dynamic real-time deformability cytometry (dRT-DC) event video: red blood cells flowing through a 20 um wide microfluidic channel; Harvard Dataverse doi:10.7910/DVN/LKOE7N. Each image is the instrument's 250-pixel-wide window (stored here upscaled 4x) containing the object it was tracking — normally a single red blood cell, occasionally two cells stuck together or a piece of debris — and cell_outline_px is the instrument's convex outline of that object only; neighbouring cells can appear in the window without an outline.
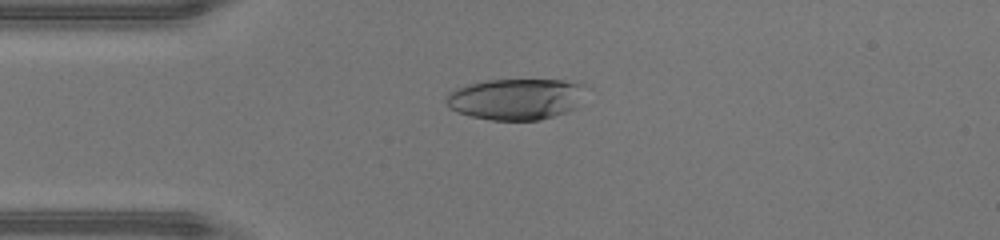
{"species": "human", "species_latin": "Homo sapiens", "temperature_condition": "warm", "stored_images_in_passage": 45, "camera_frame_rate_fps": 3000, "um_per_image_px": 0.085, "donor": {"sex": "male"}, "frame": {"image": 1, "passage_image": 11, "time_ms": 3.333, "image_size_px": [1000, 240], "cell_outline_px": [[584, 84], [576, 108], [540, 120], [492, 120], [472, 116], [448, 108], [444, 100], [448, 92], [456, 88], [468, 84], [488, 80], [564, 80]], "centroid_in_image_um": [43.78, 8.41], "position_along_channel_um": 41.2, "area_um2": 33.23}}
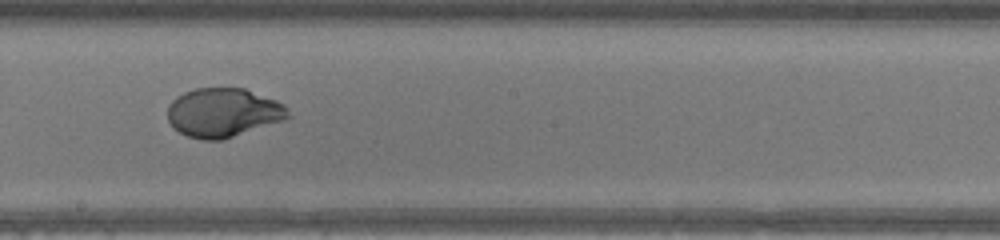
{"frame": {"image": 2, "passage_image": 25, "time_ms": 8.0, "image_size_px": [1000, 240], "cell_outline_px": [[292, 116], [284, 120], [220, 140], [204, 140], [188, 136], [172, 128], [168, 120], [168, 104], [176, 96], [184, 92], [196, 88], [244, 88], [276, 100], [284, 104], [288, 108]], "centroid_in_image_um": [18.97, 9.56], "position_along_channel_um": 229.2, "area_um2": 34.45}}
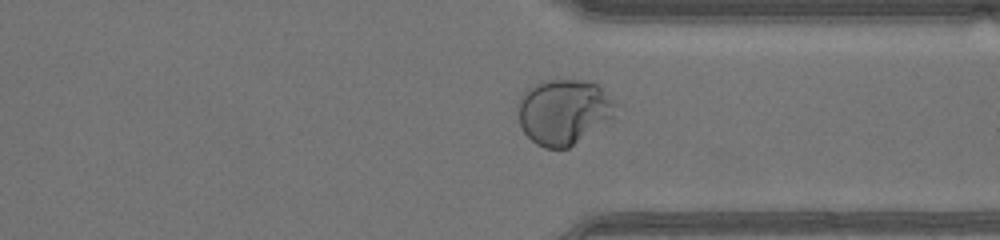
{"frame": {"image": 3, "passage_image": 34, "time_ms": 11.0, "image_size_px": [1000, 240], "cell_outline_px": [[620, 104], [612, 116], [568, 148], [544, 148], [536, 144], [524, 132], [520, 124], [516, 108], [516, 104], [520, 96], [532, 84], [544, 80], [584, 80], [600, 84]], "centroid_in_image_um": [47.9, 9.45], "position_along_channel_um": 363.5, "area_um2": 37.45}, "authors_computed_cell_mechanics": {"area_um2": 35.8938, "velocity_mm_per_s": 4.4956, "shape_relaxation_time_tau1_ms": 4.252, "shape_relaxation_time_tau2_ms": null, "deformation_change_tau1": 0.2694, "deformation_change_tau2": null}}